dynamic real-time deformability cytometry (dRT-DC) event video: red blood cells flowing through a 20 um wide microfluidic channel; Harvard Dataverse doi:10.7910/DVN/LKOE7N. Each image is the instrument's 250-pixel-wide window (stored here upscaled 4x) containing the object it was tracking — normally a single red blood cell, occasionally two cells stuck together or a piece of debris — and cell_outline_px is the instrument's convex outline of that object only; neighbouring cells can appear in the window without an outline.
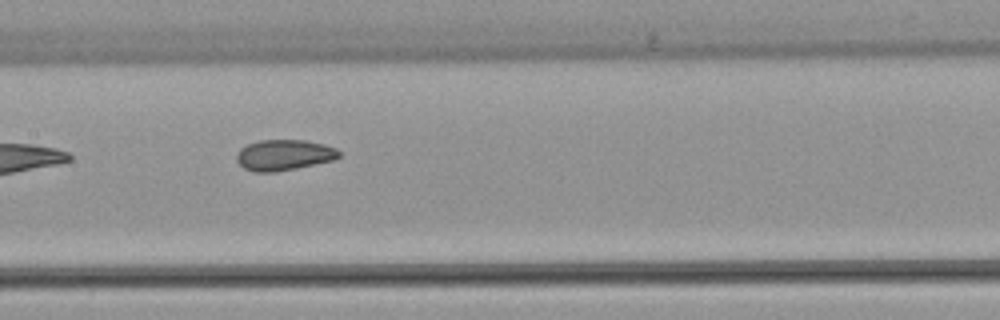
{"species": "common noctule bat (a hibernating species)", "species_latin": "Nyctalus noctula", "temperature_condition": "warm", "stored_images_in_passage": 8, "camera_frame_rate_fps": 3000, "um_per_image_px": 0.085, "animal": {"sex": "female", "body_mass_g": 22.7, "forearm_length_mm": 54.2}, "frame": {"image": 1, "passage_image": 7, "time_ms": 8.333, "image_size_px": [1000, 320], "cell_outline_px": [[340, 156], [332, 160], [296, 168], [276, 172], [256, 172], [244, 168], [236, 160], [236, 152], [240, 148], [248, 144], [260, 140], [304, 140], [324, 144], [336, 148], [340, 152]], "centroid_in_image_um": [24.11, 13.17], "position_along_channel_um": 183.3, "area_um2": 18.32}}
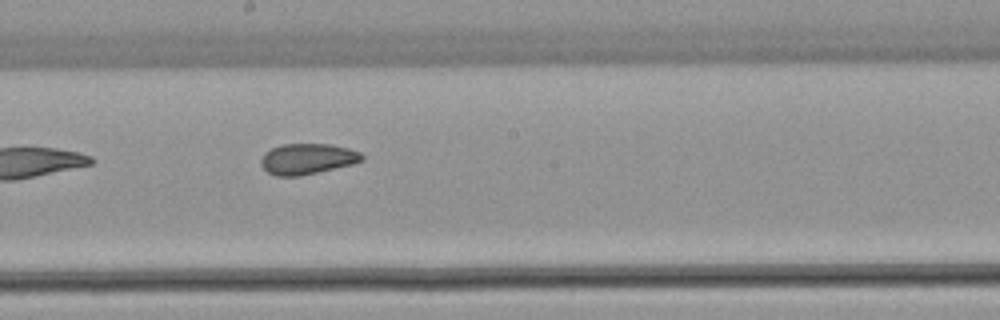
{"frame": {"image": 2, "passage_image": 8, "time_ms": 9.333, "image_size_px": [1000, 320], "cell_outline_px": [[364, 160], [352, 164], [300, 176], [276, 176], [268, 172], [260, 164], [260, 160], [264, 152], [272, 148], [284, 144], [328, 144], [348, 148], [360, 152], [364, 156]], "centroid_in_image_um": [26.11, 13.5], "position_along_channel_um": 222.1, "area_um2": 18.03}}